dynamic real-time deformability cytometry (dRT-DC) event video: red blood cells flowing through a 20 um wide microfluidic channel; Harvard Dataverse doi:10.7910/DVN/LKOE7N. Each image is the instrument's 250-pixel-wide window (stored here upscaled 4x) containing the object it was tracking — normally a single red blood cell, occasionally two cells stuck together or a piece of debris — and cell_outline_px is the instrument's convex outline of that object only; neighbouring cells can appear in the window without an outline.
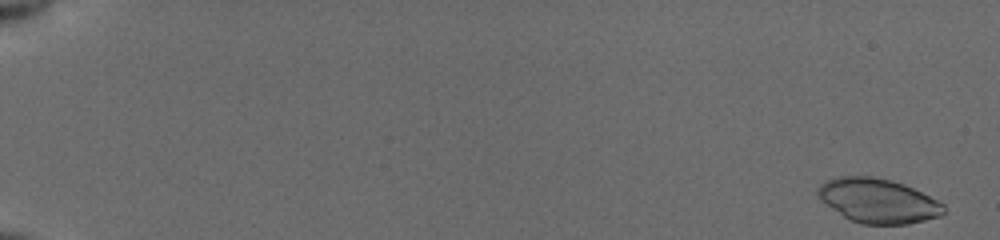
{"species": "common noctule bat (a hibernating species)", "species_latin": "Nyctalus noctula", "temperature_condition": "cold", "stored_images_in_passage": 53, "camera_frame_rate_fps": 3000, "um_per_image_px": 0.085, "animal": {"sex": "female", "body_mass_g": 19.5, "forearm_length_mm": 54.1}, "frame": {"image": 1, "passage_image": 1, "time_ms": 0.0, "image_size_px": [1000, 240], "cell_outline_px": [[944, 212], [940, 216], [908, 224], [860, 224], [844, 216], [820, 200], [816, 192], [820, 184], [828, 180], [840, 176], [872, 176], [904, 184], [944, 204]], "centroid_in_image_um": [74.61, 17.07], "position_along_channel_um": 10.4, "area_um2": 32.14}}